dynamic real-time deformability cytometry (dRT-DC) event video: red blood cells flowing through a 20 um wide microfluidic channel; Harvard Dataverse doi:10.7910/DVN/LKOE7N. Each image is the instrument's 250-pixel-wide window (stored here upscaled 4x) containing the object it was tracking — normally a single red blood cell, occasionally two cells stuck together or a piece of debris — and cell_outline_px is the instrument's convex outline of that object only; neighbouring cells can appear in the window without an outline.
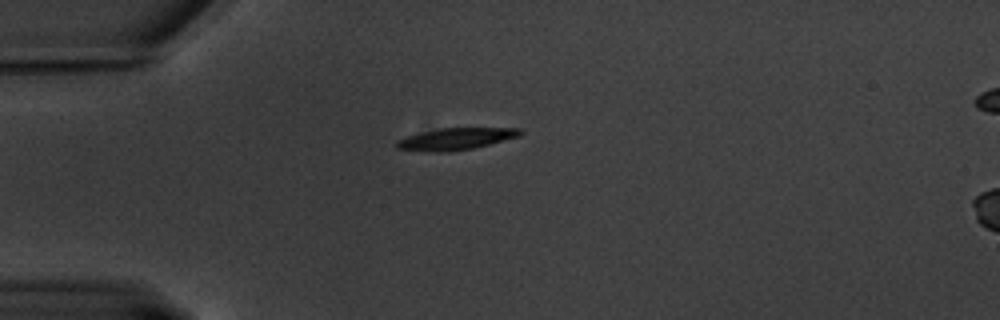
{"species": "common noctule bat (a hibernating species)", "species_latin": "Nyctalus noctula", "temperature_condition": "warm", "stored_images_in_passage": 41, "camera_frame_rate_fps": 3000, "um_per_image_px": 0.085, "animal": {"sex": "male", "body_mass_g": 20.1, "forearm_length_mm": 53.5}, "frame": {"image": 1, "passage_image": 1, "time_ms": 0.0, "image_size_px": [1000, 320], "cell_outline_px": [[524, 132], [520, 136], [472, 148], [448, 152], [432, 152], [396, 148], [396, 140], [408, 136], [440, 128], [520, 128]], "centroid_in_image_um": [38.75, 11.8], "position_along_channel_um": 46.2, "area_um2": 15.49}}
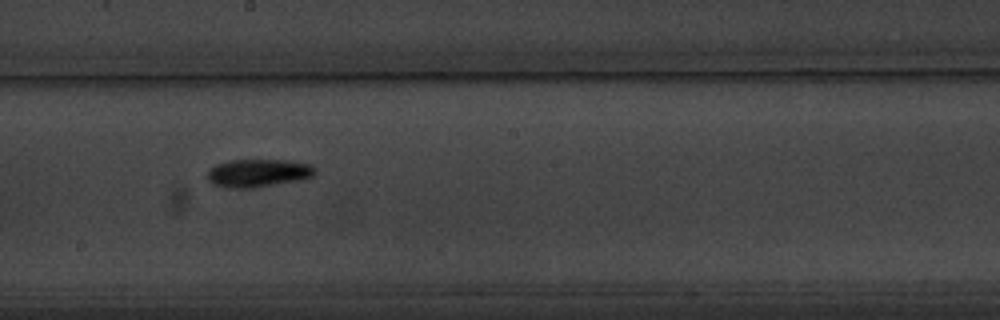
{"frame": {"image": 2, "passage_image": 19, "time_ms": 6.0, "image_size_px": [1000, 320], "cell_outline_px": [[316, 172], [312, 176], [300, 180], [252, 188], [228, 188], [212, 184], [208, 180], [208, 168], [216, 164], [228, 160], [288, 160], [312, 164], [316, 168]], "centroid_in_image_um": [21.94, 14.7], "position_along_channel_um": 226.3, "area_um2": 17.74}}
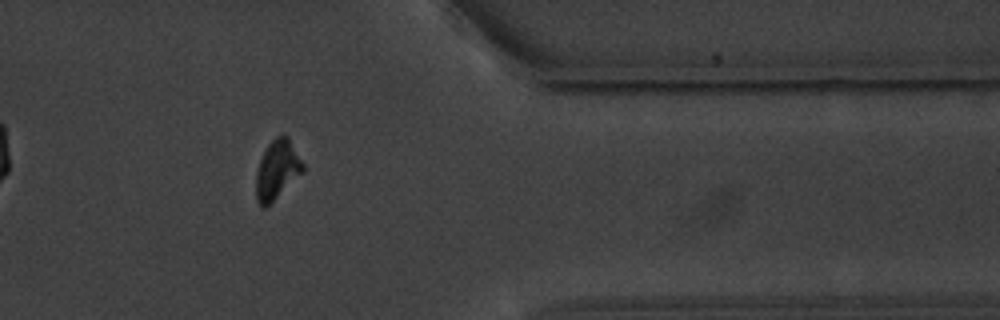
{"frame": {"image": 3, "passage_image": 35, "time_ms": 11.333, "image_size_px": [1000, 320], "cell_outline_px": [[304, 172], [264, 208], [256, 200], [256, 172], [260, 160], [268, 144], [276, 136], [288, 136], [304, 164]], "centroid_in_image_um": [23.56, 14.41], "position_along_channel_um": 387.8, "area_um2": 15.9}, "authors_computed_cell_mechanics": {"area_um2": 16.3574, "velocity_mm_per_s": 3.3058, "shape_relaxation_time_tau1_ms": 3.2433, "shape_relaxation_time_tau2_ms": null, "deformation_change_tau1": 0.1555, "deformation_change_tau2": null}}